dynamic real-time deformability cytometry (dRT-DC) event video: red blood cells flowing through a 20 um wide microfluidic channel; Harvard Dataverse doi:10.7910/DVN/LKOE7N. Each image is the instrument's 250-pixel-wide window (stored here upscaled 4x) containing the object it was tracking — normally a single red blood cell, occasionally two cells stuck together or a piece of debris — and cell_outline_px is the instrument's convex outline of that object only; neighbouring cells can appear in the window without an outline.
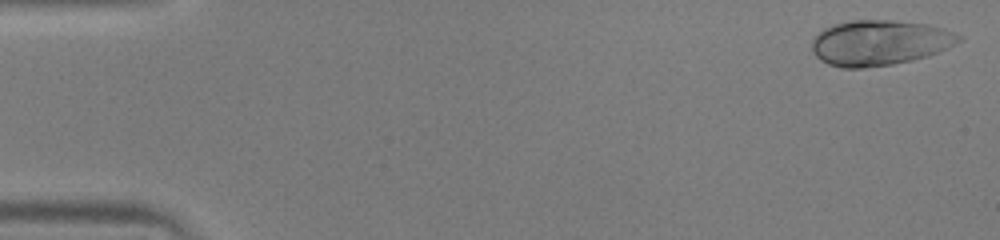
{"species": "human", "species_latin": "Homo sapiens", "temperature_condition": "warm", "stored_images_in_passage": 50, "camera_frame_rate_fps": 3000, "um_per_image_px": 0.085, "donor": {"sex": "male"}, "frame": {"image": 1, "passage_image": 1, "time_ms": 0.0, "image_size_px": [1000, 240], "cell_outline_px": [[964, 40], [948, 48], [928, 56], [912, 60], [892, 64], [864, 68], [840, 68], [828, 64], [820, 60], [812, 52], [812, 40], [824, 28], [836, 24], [852, 20], [892, 20], [928, 24], [944, 28], [964, 36]], "centroid_in_image_um": [74.8, 3.63], "position_along_channel_um": 10.2, "area_um2": 39.07}}
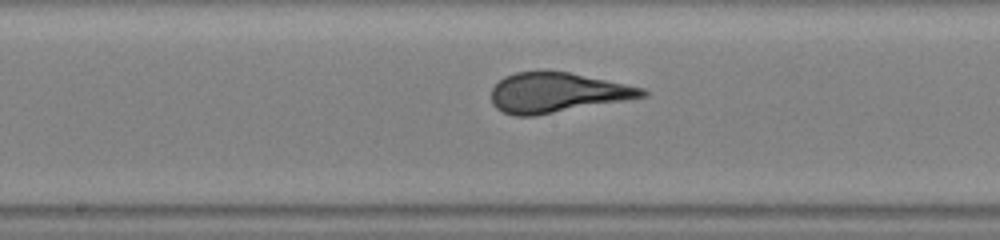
{"frame": {"image": 2, "passage_image": 26, "time_ms": 8.333, "image_size_px": [1000, 240], "cell_outline_px": [[648, 96], [536, 116], [516, 116], [504, 112], [496, 108], [492, 104], [492, 88], [504, 76], [516, 72], [568, 72], [644, 88], [648, 92]], "centroid_in_image_um": [47.35, 7.89], "position_along_channel_um": 200.9, "area_um2": 34.74}}
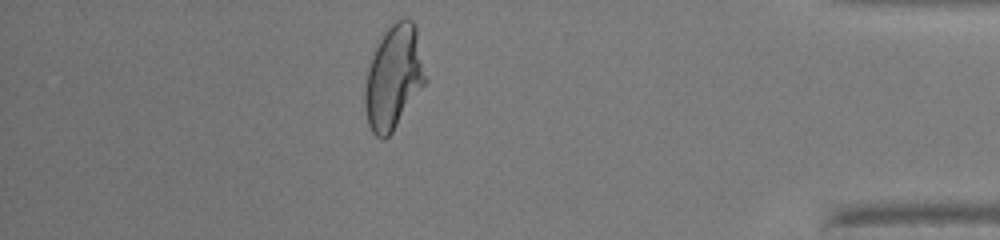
{"frame": {"image": 3, "passage_image": 44, "time_ms": 14.333, "image_size_px": [1000, 240], "cell_outline_px": [[428, 80], [392, 132], [384, 140], [380, 140], [372, 132], [368, 124], [364, 108], [364, 92], [368, 68], [376, 40], [396, 20], [404, 16], [408, 16], [416, 24]], "centroid_in_image_um": [33.47, 6.52], "position_along_channel_um": 401.7, "area_um2": 37.45}}